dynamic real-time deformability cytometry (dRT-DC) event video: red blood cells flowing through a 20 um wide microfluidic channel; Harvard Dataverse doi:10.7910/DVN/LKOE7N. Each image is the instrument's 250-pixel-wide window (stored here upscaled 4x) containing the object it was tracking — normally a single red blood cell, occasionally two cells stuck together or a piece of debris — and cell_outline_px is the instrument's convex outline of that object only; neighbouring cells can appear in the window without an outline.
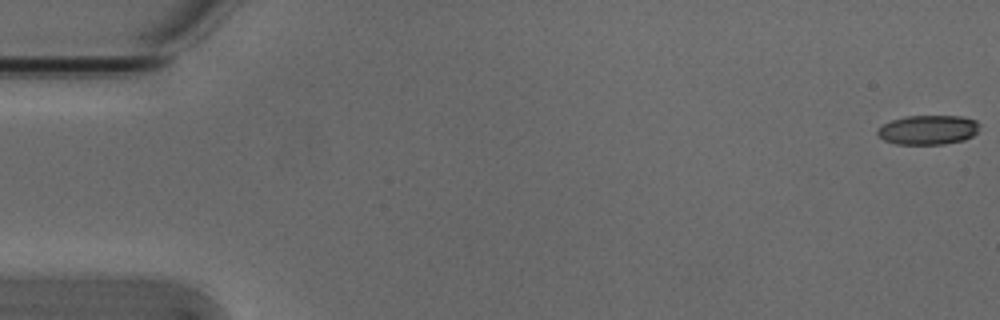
{"species": "Egyptian fruit bat (a non-hibernating species)", "species_latin": "Rousettus aegyptiacus", "temperature_condition": "cold", "stored_images_in_passage": 54, "camera_frame_rate_fps": 3000, "um_per_image_px": 0.085, "animal": {"sex": "male"}, "frame": {"image": 1, "passage_image": 1, "time_ms": 0.0, "image_size_px": [1000, 320], "cell_outline_px": [[980, 124], [976, 132], [972, 136], [964, 140], [944, 144], [896, 144], [884, 140], [876, 132], [884, 124], [892, 120], [908, 116], [964, 116], [976, 120]], "centroid_in_image_um": [78.92, 11.03], "position_along_channel_um": 6.1, "area_um2": 17.4}}
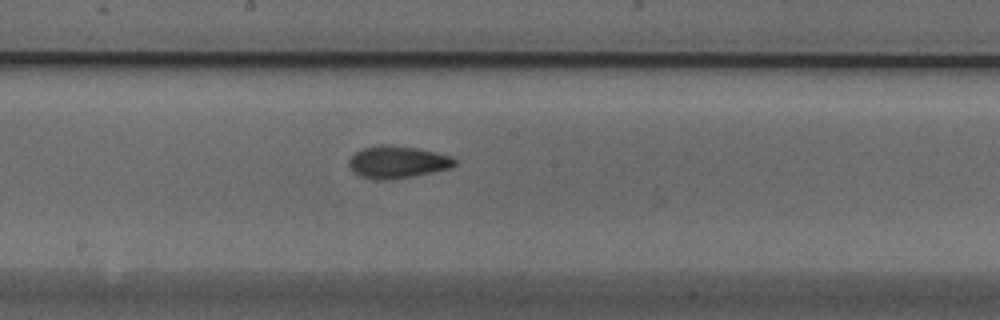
{"frame": {"image": 2, "passage_image": 29, "time_ms": 9.333, "image_size_px": [1000, 320], "cell_outline_px": [[456, 164], [452, 168], [412, 176], [384, 180], [380, 180], [360, 176], [352, 172], [348, 164], [348, 160], [356, 152], [364, 148], [380, 144], [388, 144], [420, 148], [452, 156], [456, 160]], "centroid_in_image_um": [33.79, 13.76], "position_along_channel_um": 214.4, "area_um2": 20.0}}
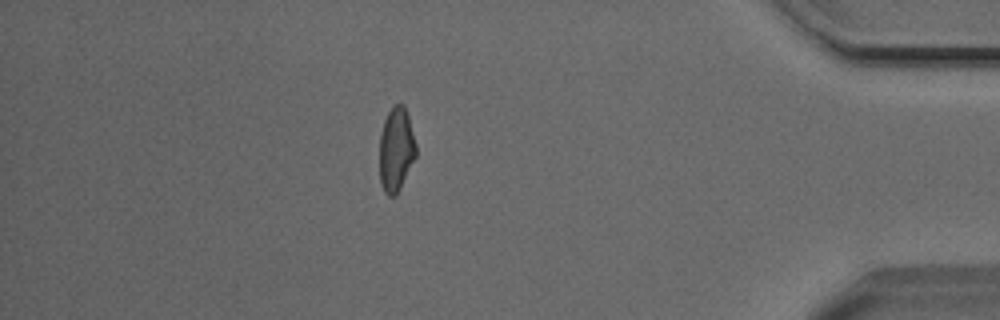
{"frame": {"image": 3, "passage_image": 47, "time_ms": 15.333, "image_size_px": [1000, 320], "cell_outline_px": [[416, 156], [396, 196], [388, 196], [384, 192], [380, 184], [380, 132], [384, 120], [392, 104], [404, 104], [408, 116], [416, 144]], "centroid_in_image_um": [33.66, 12.7], "position_along_channel_um": 401.5, "area_um2": 17.98}, "authors_computed_cell_mechanics": {"area_um2": 18.5538, "velocity_mm_per_s": 3.8528, "shape_relaxation_time_tau1_ms": 4.804, "shape_relaxation_time_tau2_ms": 3.2044, "deformation_change_tau1": 0.1242, "deformation_change_tau2": 0.0938}}